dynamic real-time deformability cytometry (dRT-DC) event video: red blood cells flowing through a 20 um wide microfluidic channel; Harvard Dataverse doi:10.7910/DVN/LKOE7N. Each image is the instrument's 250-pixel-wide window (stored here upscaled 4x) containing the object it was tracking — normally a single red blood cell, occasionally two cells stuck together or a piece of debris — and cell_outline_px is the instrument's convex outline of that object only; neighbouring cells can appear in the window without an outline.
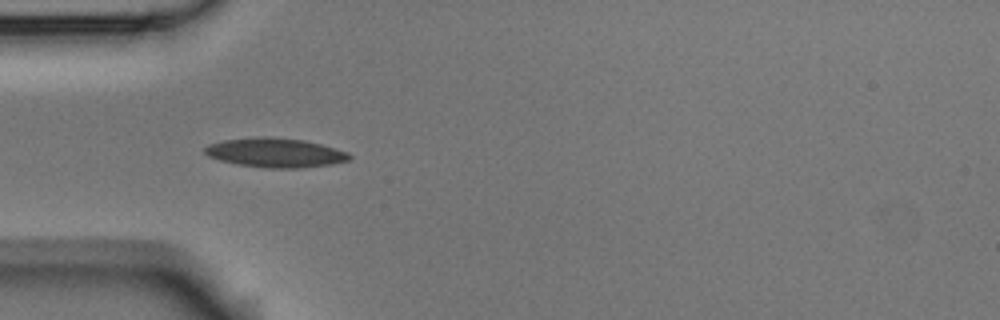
{"species": "Egyptian fruit bat (a non-hibernating species)", "species_latin": "Rousettus aegyptiacus", "temperature_condition": "room temperature", "stored_images_in_passage": 5, "camera_frame_rate_fps": 3000, "um_per_image_px": 0.085, "animal": {"sex": "male"}, "frame": {"image": 1, "passage_image": 4, "time_ms": 1.0, "image_size_px": [1000, 320], "cell_outline_px": [[352, 156], [348, 160], [332, 164], [300, 168], [264, 168], [236, 164], [220, 160], [208, 156], [204, 152], [204, 148], [208, 144], [224, 140], [260, 136], [268, 136], [304, 140], [336, 148], [348, 152]], "centroid_in_image_um": [23.39, 12.98], "position_along_channel_um": 61.6, "area_um2": 24.8}}
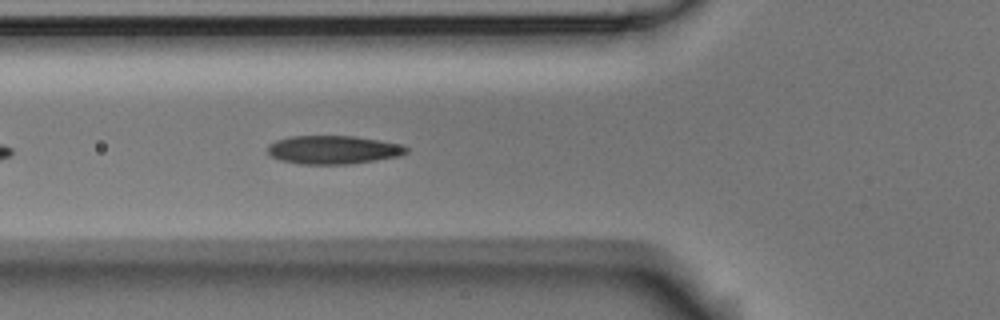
{"frame": {"image": 2, "passage_image": 5, "time_ms": 1.333, "image_size_px": [1000, 320], "cell_outline_px": [[408, 152], [400, 156], [376, 160], [348, 164], [300, 164], [280, 160], [272, 156], [268, 152], [268, 144], [276, 140], [288, 136], [356, 136], [380, 140], [400, 144], [408, 148]], "centroid_in_image_um": [28.32, 12.73], "position_along_channel_um": 97.5, "area_um2": 23.06}}